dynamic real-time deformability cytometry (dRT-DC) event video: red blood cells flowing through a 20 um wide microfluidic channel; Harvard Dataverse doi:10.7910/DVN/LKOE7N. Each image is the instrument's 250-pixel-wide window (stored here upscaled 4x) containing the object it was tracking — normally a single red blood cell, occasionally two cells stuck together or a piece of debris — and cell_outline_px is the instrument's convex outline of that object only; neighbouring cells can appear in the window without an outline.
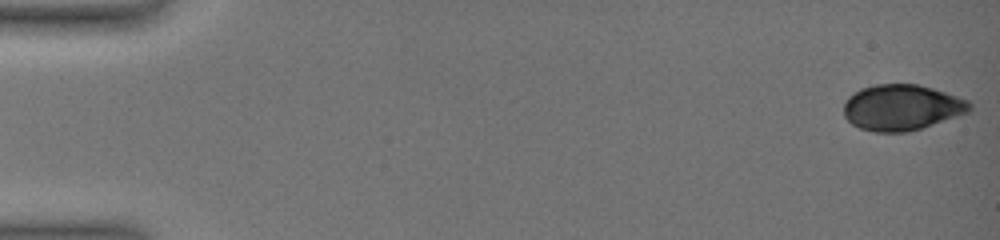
{"species": "common noctule bat (a hibernating species)", "species_latin": "Nyctalus noctula", "temperature_condition": "warm", "stored_images_in_passage": 64, "camera_frame_rate_fps": 3000, "um_per_image_px": 0.085, "animal": {"sex": "female", "body_mass_g": 19.0, "forearm_length_mm": 51.5}, "frame": {"image": 1, "passage_image": 1, "time_ms": 0.0, "image_size_px": [1000, 240], "cell_outline_px": [[972, 108], [968, 112], [908, 132], [872, 132], [860, 128], [852, 124], [844, 116], [844, 104], [848, 96], [860, 88], [876, 84], [916, 84], [932, 88], [968, 100], [972, 104]], "centroid_in_image_um": [76.61, 9.13], "position_along_channel_um": 8.4, "area_um2": 33.47}}
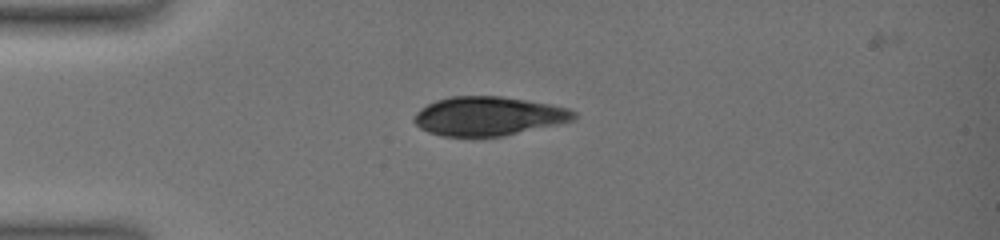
{"frame": {"image": 2, "passage_image": 17, "time_ms": 4.333, "image_size_px": [1000, 240], "cell_outline_px": [[576, 120], [504, 136], [472, 140], [440, 136], [428, 132], [420, 128], [412, 120], [416, 112], [420, 108], [436, 100], [452, 96], [500, 96], [548, 104], [568, 108], [576, 112]], "centroid_in_image_um": [41.46, 9.92], "position_along_channel_um": 43.5, "area_um2": 37.17}}